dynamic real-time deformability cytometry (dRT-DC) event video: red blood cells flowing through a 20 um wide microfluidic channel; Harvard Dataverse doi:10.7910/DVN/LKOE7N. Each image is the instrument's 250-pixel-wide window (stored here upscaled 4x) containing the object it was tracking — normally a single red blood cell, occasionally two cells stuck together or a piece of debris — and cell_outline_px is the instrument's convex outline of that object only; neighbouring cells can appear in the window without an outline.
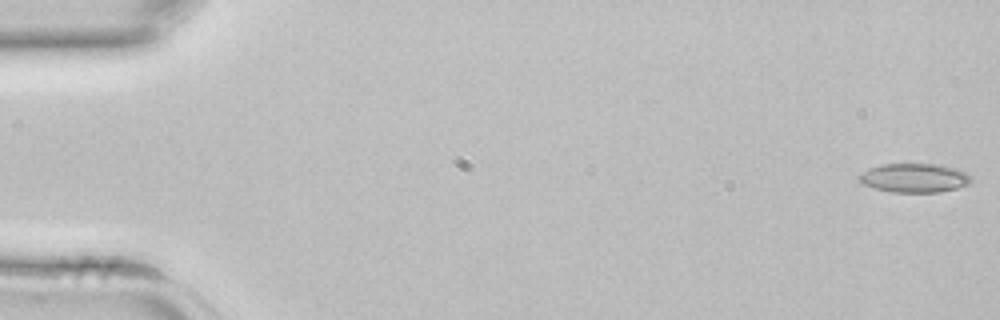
{"species": "common noctule bat (a hibernating species)", "species_latin": "Nyctalus noctula", "temperature_condition": "room temperature", "stored_images_in_passage": 43, "camera_frame_rate_fps": 3000, "um_per_image_px": 0.085, "animal": {"sex": "female", "body_mass_g": 22.7, "forearm_length_mm": 54.2}, "frame": {"image": 1, "passage_image": 1, "time_ms": 0.0, "image_size_px": [1000, 320], "cell_outline_px": [[972, 180], [968, 184], [956, 188], [940, 192], [892, 192], [876, 188], [864, 184], [856, 176], [860, 172], [868, 168], [880, 164], [940, 164], [956, 168], [972, 176]], "centroid_in_image_um": [77.71, 15.11], "position_along_channel_um": 7.3, "area_um2": 19.02}}
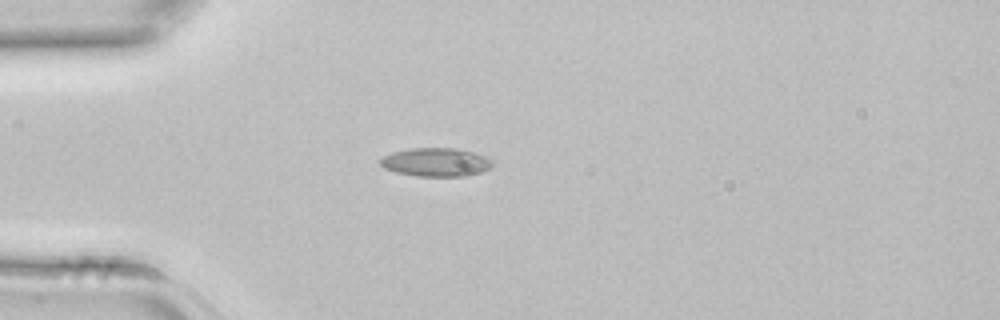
{"frame": {"image": 2, "passage_image": 12, "time_ms": 3.667, "image_size_px": [1000, 320], "cell_outline_px": [[492, 164], [488, 168], [480, 172], [468, 176], [416, 176], [396, 172], [384, 168], [380, 164], [380, 160], [384, 156], [392, 152], [408, 148], [456, 148], [476, 152], [492, 160]], "centroid_in_image_um": [37.04, 13.78], "position_along_channel_um": 48.0, "area_um2": 18.67}}
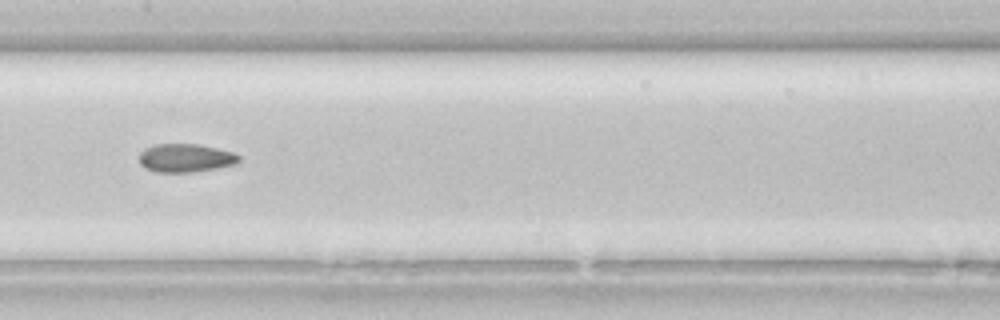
{"frame": {"image": 3, "passage_image": 22, "time_ms": 7.0, "image_size_px": [1000, 320], "cell_outline_px": [[240, 160], [236, 164], [216, 168], [192, 172], [156, 172], [144, 168], [140, 164], [140, 152], [144, 148], [156, 144], [200, 144], [232, 152], [240, 156]], "centroid_in_image_um": [15.76, 13.43], "position_along_channel_um": 191.6, "area_um2": 16.53}}